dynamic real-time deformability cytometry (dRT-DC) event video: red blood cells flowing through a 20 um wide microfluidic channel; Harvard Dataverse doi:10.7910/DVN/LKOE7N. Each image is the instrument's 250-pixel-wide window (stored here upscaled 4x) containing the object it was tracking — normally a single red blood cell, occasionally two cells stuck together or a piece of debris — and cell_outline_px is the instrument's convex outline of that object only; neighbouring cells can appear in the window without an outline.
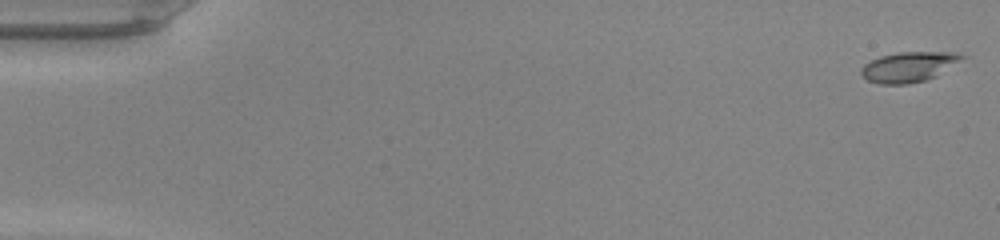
{"species": "common noctule bat (a hibernating species)", "species_latin": "Nyctalus noctula", "temperature_condition": "warm", "stored_images_in_passage": 49, "camera_frame_rate_fps": 3000, "um_per_image_px": 0.085, "animal": {"sex": "male", "body_mass_g": 20.0, "forearm_length_mm": 53.3}, "frame": {"image": 1, "passage_image": 1, "time_ms": 0.0, "image_size_px": [1000, 240], "cell_outline_px": [[968, 56], [936, 76], [924, 80], [908, 84], [880, 84], [868, 80], [860, 76], [860, 68], [864, 64], [880, 56], [900, 52], [956, 52]], "centroid_in_image_um": [77.23, 5.68], "position_along_channel_um": 7.8, "area_um2": 17.74}}
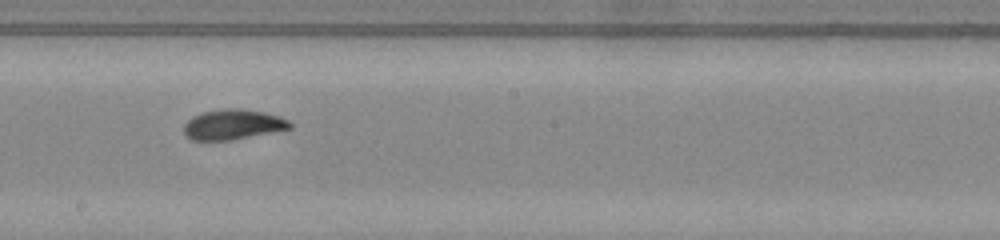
{"frame": {"image": 2, "passage_image": 28, "time_ms": 9.0, "image_size_px": [1000, 240], "cell_outline_px": [[292, 128], [232, 140], [192, 140], [184, 136], [184, 124], [192, 116], [204, 112], [224, 108], [240, 108], [264, 112], [280, 116], [288, 120], [292, 124]], "centroid_in_image_um": [19.79, 10.58], "position_along_channel_um": 228.4, "area_um2": 18.73}}
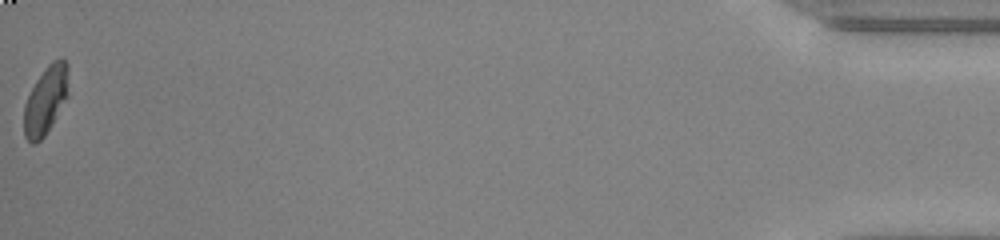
{"frame": {"image": 3, "passage_image": 49, "time_ms": 16.0, "image_size_px": [1000, 240], "cell_outline_px": [[68, 96], [52, 124], [44, 136], [36, 144], [32, 144], [24, 136], [24, 104], [36, 80], [44, 68], [52, 60], [60, 56], [68, 64]], "centroid_in_image_um": [3.89, 8.49], "position_along_channel_um": 431.3, "area_um2": 17.8}, "authors_computed_cell_mechanics": {"area_um2": 18.496, "velocity_mm_per_s": 4.2664, "shape_relaxation_time_tau1_ms": 5.3598, "shape_relaxation_time_tau2_ms": 1.2671, "deformation_change_tau1": 0.183, "deformation_change_tau2": 0.0544}}